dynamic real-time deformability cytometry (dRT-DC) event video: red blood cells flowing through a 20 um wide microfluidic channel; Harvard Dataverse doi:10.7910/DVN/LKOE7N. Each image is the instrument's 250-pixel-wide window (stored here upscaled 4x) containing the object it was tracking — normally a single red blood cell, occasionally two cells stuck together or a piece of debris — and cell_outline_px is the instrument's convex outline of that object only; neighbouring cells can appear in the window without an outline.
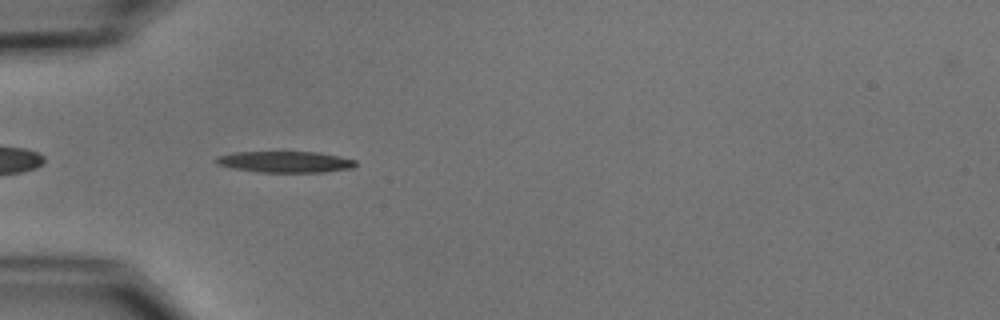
{"species": "common noctule bat (a hibernating species)", "species_latin": "Nyctalus noctula", "temperature_condition": "cold", "stored_images_in_passage": 40, "camera_frame_rate_fps": 3000, "um_per_image_px": 0.085, "animal": {"sex": "male", "body_mass_g": 15.6}, "frame": {"image": 1, "passage_image": 3, "time_ms": 0.667, "image_size_px": [1000, 320], "cell_outline_px": [[356, 164], [352, 168], [324, 172], [260, 172], [232, 168], [216, 164], [212, 160], [216, 156], [236, 152], [320, 152], [340, 156], [356, 160]], "centroid_in_image_um": [24.21, 13.75], "position_along_channel_um": 60.8, "area_um2": 17.4}}
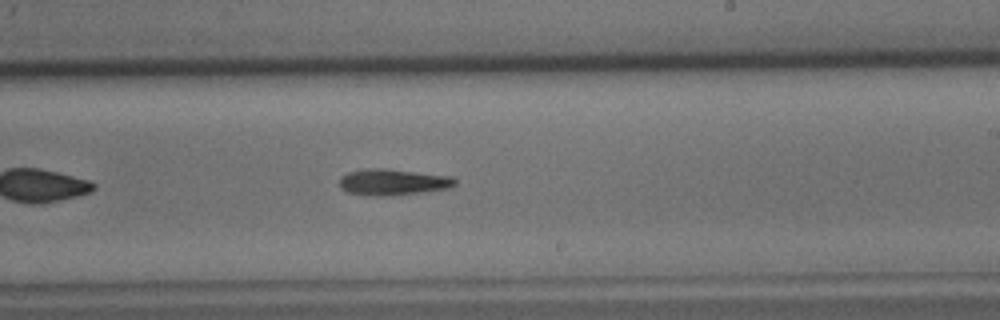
{"frame": {"image": 2, "passage_image": 19, "time_ms": 6.0, "image_size_px": [1000, 320], "cell_outline_px": [[456, 184], [452, 188], [392, 196], [368, 196], [348, 192], [340, 188], [340, 176], [348, 172], [368, 168], [384, 168], [456, 176]], "centroid_in_image_um": [33.44, 15.48], "position_along_channel_um": 255.6, "area_um2": 18.09}}
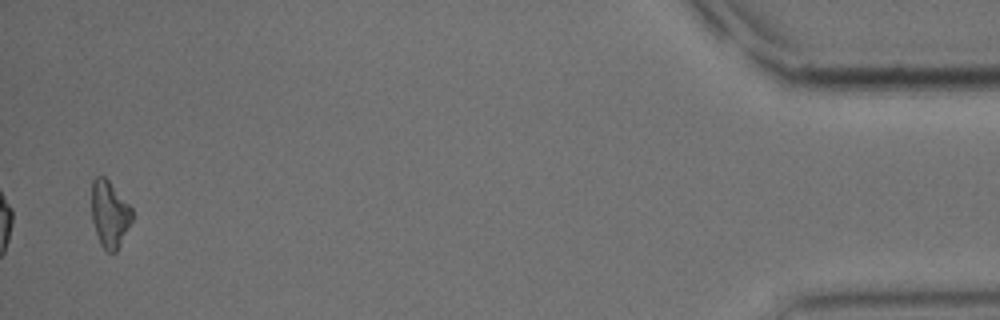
{"frame": {"image": 3, "passage_image": 39, "time_ms": 12.667, "image_size_px": [1000, 320], "cell_outline_px": [[132, 220], [116, 252], [108, 252], [100, 244], [92, 220], [92, 180], [96, 176], [104, 176], [108, 180], [132, 208]], "centroid_in_image_um": [9.31, 18.19], "position_along_channel_um": 425.9, "area_um2": 15.49}, "authors_computed_cell_mechanics": {"area_um2": 16.8776, "velocity_mm_per_s": 3.7244, "shape_relaxation_time_tau1_ms": 4.5351, "shape_relaxation_time_tau2_ms": null, "deformation_change_tau1": 0.1645, "deformation_change_tau2": null}}